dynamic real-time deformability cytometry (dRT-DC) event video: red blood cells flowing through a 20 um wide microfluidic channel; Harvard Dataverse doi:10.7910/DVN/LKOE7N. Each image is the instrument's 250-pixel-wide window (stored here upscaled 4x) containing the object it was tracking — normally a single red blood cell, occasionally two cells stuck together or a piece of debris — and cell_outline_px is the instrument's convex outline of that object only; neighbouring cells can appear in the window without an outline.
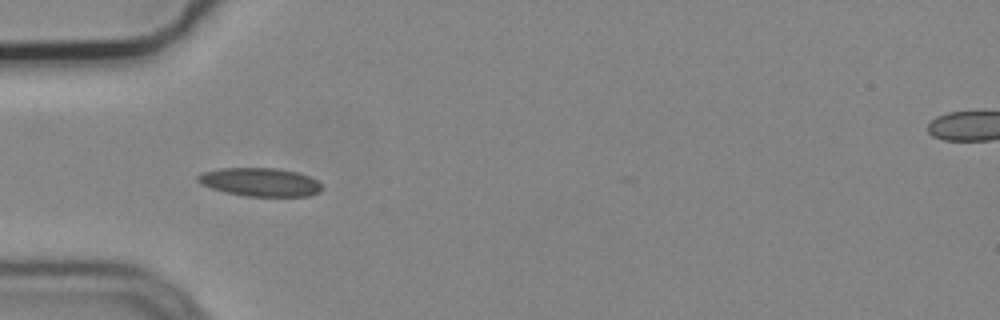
{"species": "common noctule bat (a hibernating species)", "species_latin": "Nyctalus noctula", "temperature_condition": "cold", "stored_images_in_passage": 8, "camera_frame_rate_fps": 3000, "um_per_image_px": 0.085, "animal": {"sex": "male", "body_mass_g": 19.2, "forearm_length_mm": 51.8}, "frame": {"image": 1, "passage_image": 4, "time_ms": 1.0, "image_size_px": [1000, 320], "cell_outline_px": [[320, 192], [308, 196], [244, 196], [212, 188], [200, 184], [196, 180], [196, 176], [204, 172], [220, 168], [280, 168], [296, 172], [308, 176], [316, 180], [320, 184]], "centroid_in_image_um": [22.09, 15.47], "position_along_channel_um": 62.9, "area_um2": 20.4}}
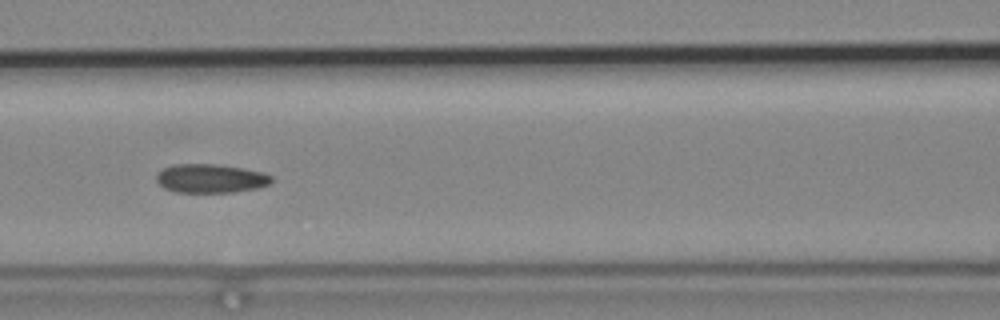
{"frame": {"image": 2, "passage_image": 6, "time_ms": 1.667, "image_size_px": [1000, 320], "cell_outline_px": [[272, 180], [268, 184], [256, 188], [232, 192], [176, 192], [164, 188], [156, 180], [156, 176], [164, 168], [176, 164], [216, 164], [244, 168], [264, 172], [272, 176]], "centroid_in_image_um": [17.91, 15.16], "position_along_channel_um": 148.7, "area_um2": 19.19}}
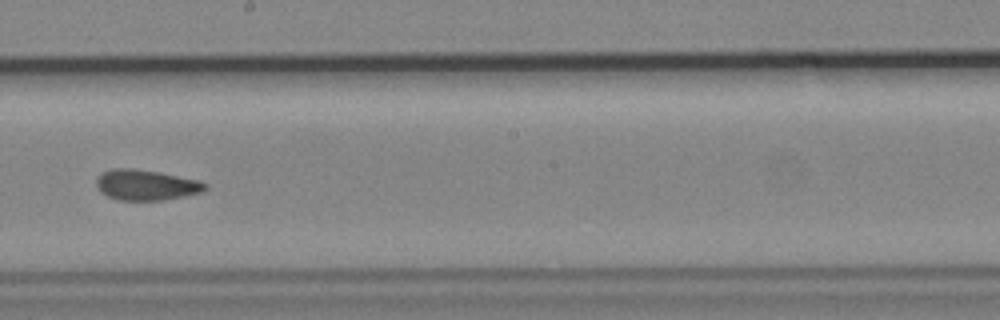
{"frame": {"image": 3, "passage_image": 8, "time_ms": 2.333, "image_size_px": [1000, 320], "cell_outline_px": [[208, 188], [204, 192], [184, 196], [160, 200], [120, 200], [108, 196], [100, 192], [96, 188], [96, 176], [112, 168], [132, 168], [160, 172], [200, 180], [208, 184]], "centroid_in_image_um": [12.43, 15.71], "position_along_channel_um": 235.8, "area_um2": 19.59}}